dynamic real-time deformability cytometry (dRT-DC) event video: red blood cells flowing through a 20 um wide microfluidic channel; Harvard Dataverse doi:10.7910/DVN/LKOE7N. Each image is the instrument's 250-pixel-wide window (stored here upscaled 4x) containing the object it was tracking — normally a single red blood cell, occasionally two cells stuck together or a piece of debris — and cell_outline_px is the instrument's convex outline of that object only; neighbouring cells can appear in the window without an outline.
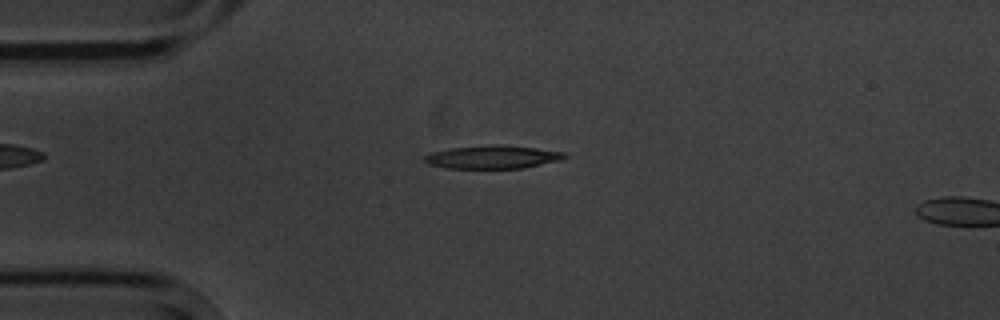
{"species": "common noctule bat (a hibernating species)", "species_latin": "Nyctalus noctula", "temperature_condition": "cold", "stored_images_in_passage": 4, "camera_frame_rate_fps": 3000, "um_per_image_px": 0.085, "animal": {"sex": "male", "body_mass_g": 20.1, "forearm_length_mm": 53.5}, "frame": {"image": 1, "passage_image": 3, "time_ms": 2.333, "image_size_px": [1000, 320], "cell_outline_px": [[568, 156], [564, 160], [524, 168], [444, 168], [428, 164], [424, 160], [424, 156], [432, 152], [448, 148], [496, 144], [500, 144], [536, 148], [564, 152]], "centroid_in_image_um": [41.9, 13.34], "position_along_channel_um": 43.1, "area_um2": 19.13}}